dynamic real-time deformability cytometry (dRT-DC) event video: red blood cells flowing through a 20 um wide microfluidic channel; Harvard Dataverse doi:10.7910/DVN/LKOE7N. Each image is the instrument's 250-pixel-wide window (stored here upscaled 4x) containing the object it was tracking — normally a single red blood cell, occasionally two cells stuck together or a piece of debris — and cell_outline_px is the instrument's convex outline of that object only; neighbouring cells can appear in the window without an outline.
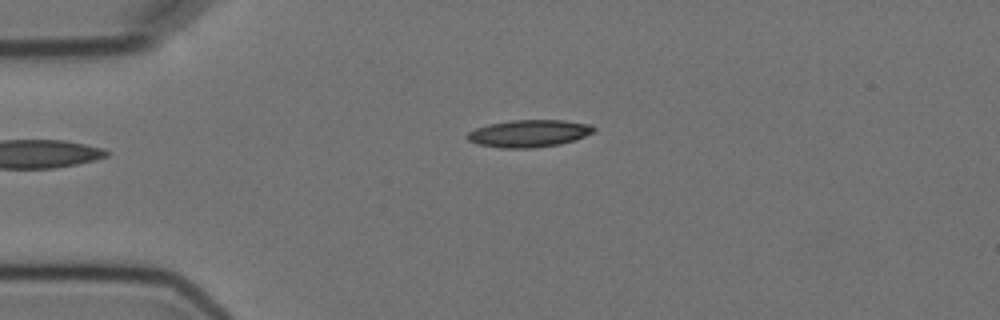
{"species": "Egyptian fruit bat (a non-hibernating species)", "species_latin": "Rousettus aegyptiacus", "temperature_condition": "cold", "stored_images_in_passage": 3, "camera_frame_rate_fps": 3000, "um_per_image_px": 0.085, "animal": {"sex": "female"}, "frame": {"image": 1, "passage_image": 1, "time_ms": 0.0, "image_size_px": [1000, 320], "cell_outline_px": [[596, 128], [592, 132], [584, 136], [560, 144], [532, 148], [500, 148], [476, 144], [468, 140], [464, 136], [468, 132], [476, 128], [488, 124], [512, 120], [564, 120], [592, 124]], "centroid_in_image_um": [44.92, 11.34], "position_along_channel_um": 40.1, "area_um2": 20.17}}
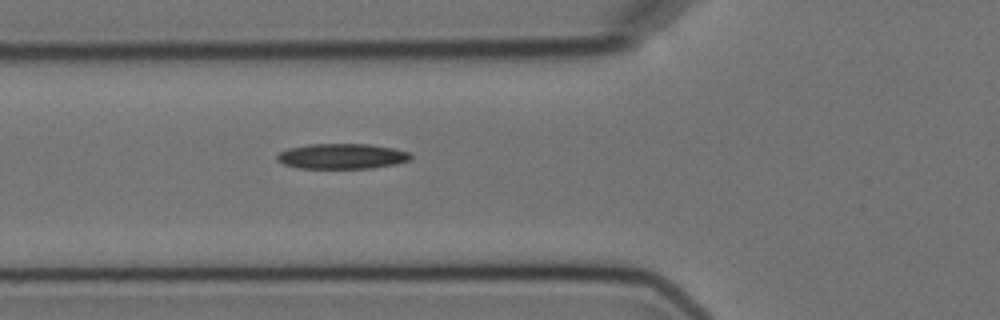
{"frame": {"image": 2, "passage_image": 3, "time_ms": 2.333, "image_size_px": [1000, 320], "cell_outline_px": [[412, 156], [408, 160], [396, 164], [372, 168], [296, 168], [284, 164], [276, 160], [276, 156], [280, 152], [288, 148], [308, 144], [368, 144], [392, 148], [408, 152]], "centroid_in_image_um": [29.02, 13.28], "position_along_channel_um": 96.8, "area_um2": 19.65}}